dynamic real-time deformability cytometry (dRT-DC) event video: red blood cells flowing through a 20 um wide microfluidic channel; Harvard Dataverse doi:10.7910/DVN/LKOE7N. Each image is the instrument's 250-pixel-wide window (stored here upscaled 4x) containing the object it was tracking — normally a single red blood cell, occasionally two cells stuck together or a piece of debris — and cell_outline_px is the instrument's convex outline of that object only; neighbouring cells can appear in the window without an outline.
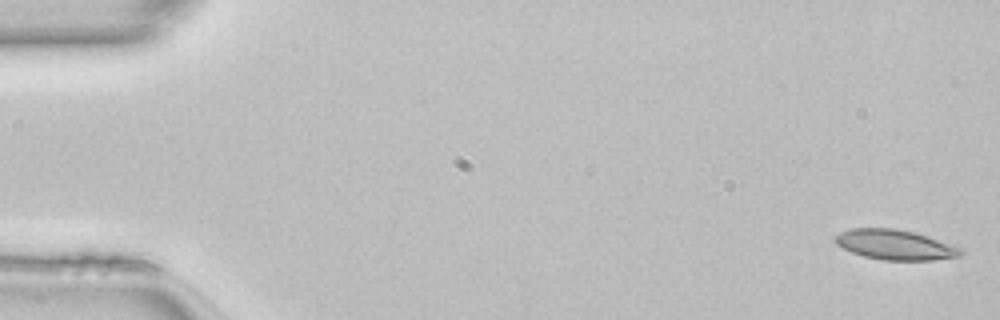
{"species": "common noctule bat (a hibernating species)", "species_latin": "Nyctalus noctula", "temperature_condition": "room temperature", "stored_images_in_passage": 49, "camera_frame_rate_fps": 3000, "um_per_image_px": 0.085, "animal": {"sex": "female", "body_mass_g": 22.7, "forearm_length_mm": 54.2}, "frame": {"image": 1, "passage_image": 1, "time_ms": 0.0, "image_size_px": [1000, 320], "cell_outline_px": [[964, 252], [960, 256], [932, 260], [884, 260], [864, 256], [852, 252], [836, 244], [836, 236], [840, 232], [852, 228], [896, 228], [916, 232], [928, 236], [960, 248]], "centroid_in_image_um": [76.09, 20.79], "position_along_channel_um": 8.9, "area_um2": 21.79}}
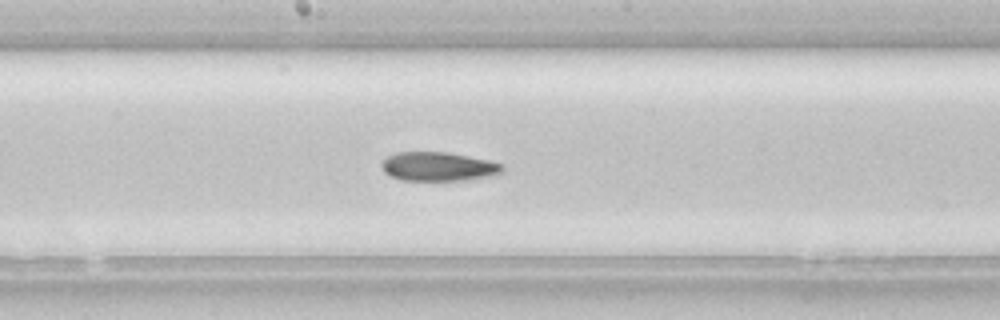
{"frame": {"image": 2, "passage_image": 26, "time_ms": 8.333, "image_size_px": [1000, 320], "cell_outline_px": [[504, 168], [496, 176], [464, 180], [400, 180], [384, 172], [380, 168], [380, 164], [388, 156], [396, 152], [448, 152], [488, 160], [500, 164]], "centroid_in_image_um": [37.24, 14.16], "position_along_channel_um": 211.0, "area_um2": 20.4}}
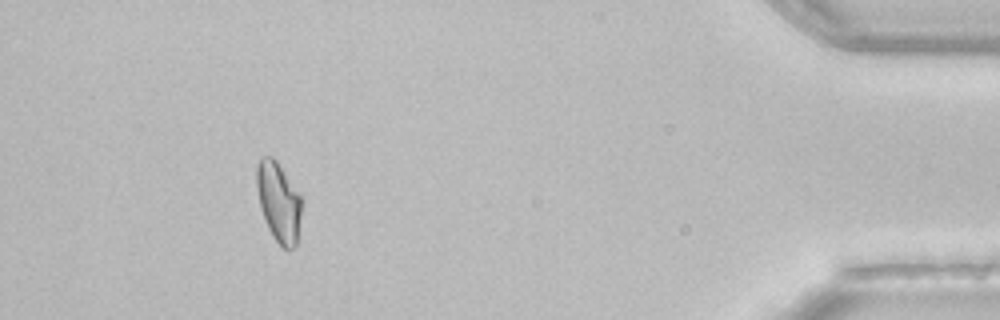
{"frame": {"image": 3, "passage_image": 45, "time_ms": 14.667, "image_size_px": [1000, 320], "cell_outline_px": [[304, 200], [296, 244], [292, 248], [284, 248], [272, 236], [268, 228], [260, 208], [256, 188], [256, 168], [260, 160], [264, 156], [272, 156], [276, 160], [304, 196]], "centroid_in_image_um": [23.72, 17.13], "position_along_channel_um": 411.5, "area_um2": 21.39}, "authors_computed_cell_mechanics": {"area_um2": 21.386, "velocity_mm_per_s": 4.1374, "shape_relaxation_time_tau1_ms": null, "shape_relaxation_time_tau2_ms": 6.7591, "deformation_change_tau1": null, "deformation_change_tau2": 0.1152}}